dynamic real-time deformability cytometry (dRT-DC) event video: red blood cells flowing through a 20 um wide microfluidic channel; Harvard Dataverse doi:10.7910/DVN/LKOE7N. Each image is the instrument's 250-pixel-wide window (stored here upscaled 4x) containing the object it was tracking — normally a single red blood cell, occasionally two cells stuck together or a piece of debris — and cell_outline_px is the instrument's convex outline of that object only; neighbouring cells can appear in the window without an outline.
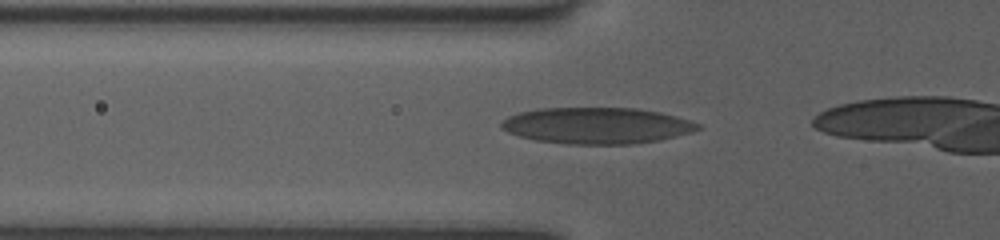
{"species": "human", "species_latin": "Homo sapiens", "temperature_condition": "room temperature", "stored_images_in_passage": 23, "camera_frame_rate_fps": 3000, "um_per_image_px": 0.085, "donor": {"sex": "female"}, "frame": {"image": 1, "passage_image": 2, "time_ms": 0.333, "image_size_px": [1000, 240], "cell_outline_px": [[700, 128], [692, 132], [660, 140], [632, 144], [568, 144], [536, 140], [520, 136], [508, 132], [500, 128], [500, 120], [508, 116], [520, 112], [536, 108], [636, 108], [660, 112], [676, 116], [700, 124]], "centroid_in_image_um": [50.69, 10.67], "position_along_channel_um": 75.1, "area_um2": 41.67}}
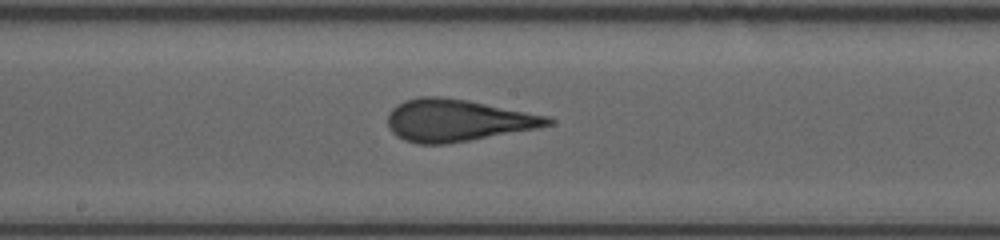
{"frame": {"image": 2, "passage_image": 15, "time_ms": 3.667, "image_size_px": [1000, 240], "cell_outline_px": [[556, 120], [552, 124], [540, 128], [448, 144], [416, 144], [404, 140], [396, 136], [388, 128], [388, 112], [396, 104], [404, 100], [420, 96], [440, 96], [468, 100], [548, 116]], "centroid_in_image_um": [38.86, 10.23], "position_along_channel_um": 209.3, "area_um2": 39.65}}
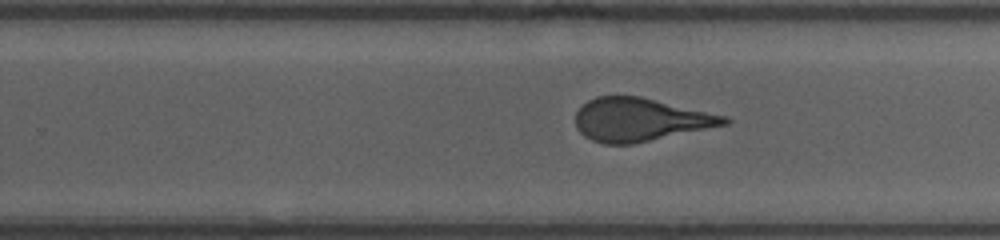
{"frame": {"image": 3, "passage_image": 20, "time_ms": 5.333, "image_size_px": [1000, 240], "cell_outline_px": [[732, 120], [728, 124], [632, 144], [604, 144], [592, 140], [584, 136], [576, 128], [576, 112], [588, 100], [596, 96], [640, 96], [728, 116]], "centroid_in_image_um": [54.41, 10.17], "position_along_channel_um": 275.4, "area_um2": 37.34}}